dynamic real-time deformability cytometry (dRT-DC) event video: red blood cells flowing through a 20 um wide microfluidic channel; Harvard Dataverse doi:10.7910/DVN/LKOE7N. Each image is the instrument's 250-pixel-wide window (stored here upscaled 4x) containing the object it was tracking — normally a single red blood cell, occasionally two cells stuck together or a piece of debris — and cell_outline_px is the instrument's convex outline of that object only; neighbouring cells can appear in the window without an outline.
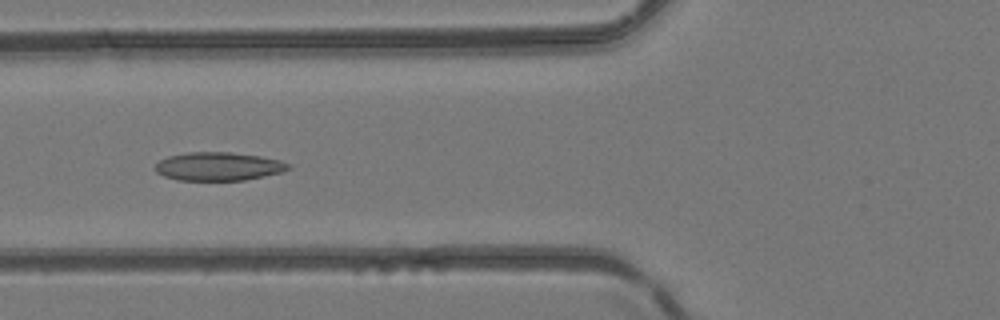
{"species": "common noctule bat (a hibernating species)", "species_latin": "Nyctalus noctula", "temperature_condition": "room temperature", "stored_images_in_passage": 37, "camera_frame_rate_fps": 3000, "um_per_image_px": 0.085, "animal": {"sex": "female", "body_mass_g": 24.6, "forearm_length_mm": 56.2}, "frame": {"image": 1, "passage_image": 10, "time_ms": 3.0, "image_size_px": [1000, 320], "cell_outline_px": [[292, 168], [280, 172], [264, 176], [244, 180], [176, 180], [164, 176], [156, 172], [156, 164], [160, 160], [168, 156], [188, 152], [232, 152], [260, 156], [280, 160], [292, 164]], "centroid_in_image_um": [18.59, 14.14], "position_along_channel_um": 107.2, "area_um2": 22.08}}
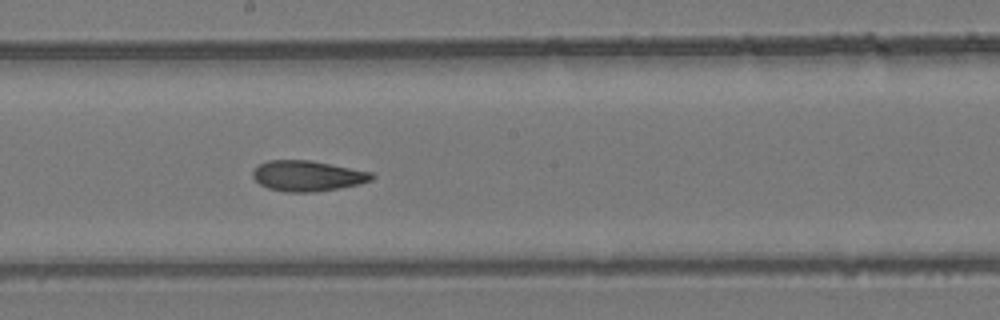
{"frame": {"image": 2, "passage_image": 18, "time_ms": 5.667, "image_size_px": [1000, 320], "cell_outline_px": [[376, 176], [372, 180], [340, 188], [316, 192], [284, 192], [268, 188], [260, 184], [252, 176], [252, 172], [260, 164], [268, 160], [308, 160], [372, 172]], "centroid_in_image_um": [26.13, 14.96], "position_along_channel_um": 222.1, "area_um2": 21.04}}
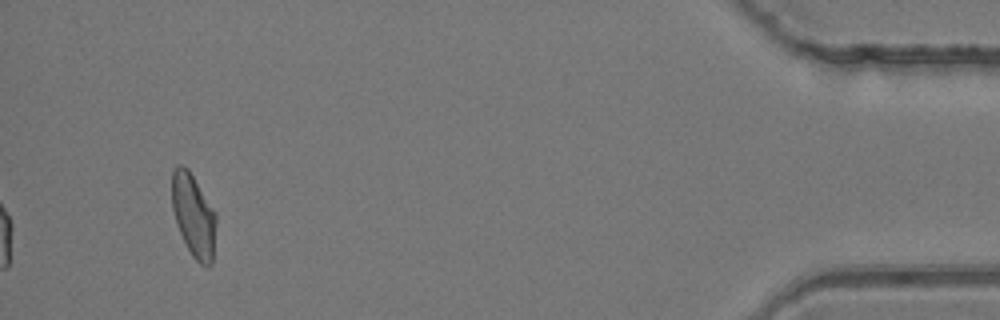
{"frame": {"image": 3, "passage_image": 37, "time_ms": 12.0, "image_size_px": [1000, 320], "cell_outline_px": [[216, 224], [212, 264], [208, 268], [200, 264], [192, 256], [176, 224], [172, 208], [172, 172], [176, 164], [180, 164], [188, 168], [216, 212]], "centroid_in_image_um": [16.46, 18.31], "position_along_channel_um": 418.7, "area_um2": 21.5}}